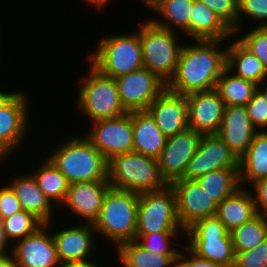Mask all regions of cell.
<instances>
[{
	"label": "cell",
	"instance_id": "6da1fadb",
	"mask_svg": "<svg viewBox=\"0 0 267 267\" xmlns=\"http://www.w3.org/2000/svg\"><path fill=\"white\" fill-rule=\"evenodd\" d=\"M224 40H195L192 45L183 43L175 73L166 89L188 95L215 89L226 68L227 49H220Z\"/></svg>",
	"mask_w": 267,
	"mask_h": 267
},
{
	"label": "cell",
	"instance_id": "7a4b0ae2",
	"mask_svg": "<svg viewBox=\"0 0 267 267\" xmlns=\"http://www.w3.org/2000/svg\"><path fill=\"white\" fill-rule=\"evenodd\" d=\"M47 157L70 184L89 181H108V160L83 136H74Z\"/></svg>",
	"mask_w": 267,
	"mask_h": 267
},
{
	"label": "cell",
	"instance_id": "3957f363",
	"mask_svg": "<svg viewBox=\"0 0 267 267\" xmlns=\"http://www.w3.org/2000/svg\"><path fill=\"white\" fill-rule=\"evenodd\" d=\"M139 193L110 187L93 226L115 248L136 240Z\"/></svg>",
	"mask_w": 267,
	"mask_h": 267
},
{
	"label": "cell",
	"instance_id": "277c9868",
	"mask_svg": "<svg viewBox=\"0 0 267 267\" xmlns=\"http://www.w3.org/2000/svg\"><path fill=\"white\" fill-rule=\"evenodd\" d=\"M108 183L136 193L158 191L169 185L160 173L158 160L135 151L108 160Z\"/></svg>",
	"mask_w": 267,
	"mask_h": 267
},
{
	"label": "cell",
	"instance_id": "5b68a950",
	"mask_svg": "<svg viewBox=\"0 0 267 267\" xmlns=\"http://www.w3.org/2000/svg\"><path fill=\"white\" fill-rule=\"evenodd\" d=\"M87 62L110 78L128 74L144 67L140 36L120 33L100 39L96 51L87 56Z\"/></svg>",
	"mask_w": 267,
	"mask_h": 267
},
{
	"label": "cell",
	"instance_id": "8992f818",
	"mask_svg": "<svg viewBox=\"0 0 267 267\" xmlns=\"http://www.w3.org/2000/svg\"><path fill=\"white\" fill-rule=\"evenodd\" d=\"M138 30L144 68L156 74L166 84L173 77L183 44L177 33L145 19Z\"/></svg>",
	"mask_w": 267,
	"mask_h": 267
},
{
	"label": "cell",
	"instance_id": "52a82bcc",
	"mask_svg": "<svg viewBox=\"0 0 267 267\" xmlns=\"http://www.w3.org/2000/svg\"><path fill=\"white\" fill-rule=\"evenodd\" d=\"M87 77L79 79L80 88L77 98L79 112L92 122L119 117L124 109L114 78L106 77L90 64Z\"/></svg>",
	"mask_w": 267,
	"mask_h": 267
},
{
	"label": "cell",
	"instance_id": "ba28073f",
	"mask_svg": "<svg viewBox=\"0 0 267 267\" xmlns=\"http://www.w3.org/2000/svg\"><path fill=\"white\" fill-rule=\"evenodd\" d=\"M183 236H186V247L200 258L233 267L235 251L230 232L216 217H207L195 221L189 226Z\"/></svg>",
	"mask_w": 267,
	"mask_h": 267
},
{
	"label": "cell",
	"instance_id": "9c48e42d",
	"mask_svg": "<svg viewBox=\"0 0 267 267\" xmlns=\"http://www.w3.org/2000/svg\"><path fill=\"white\" fill-rule=\"evenodd\" d=\"M158 232L185 233L177 217L176 197L170 185L162 190L139 193L136 234Z\"/></svg>",
	"mask_w": 267,
	"mask_h": 267
},
{
	"label": "cell",
	"instance_id": "30bf717a",
	"mask_svg": "<svg viewBox=\"0 0 267 267\" xmlns=\"http://www.w3.org/2000/svg\"><path fill=\"white\" fill-rule=\"evenodd\" d=\"M92 123L94 127L91 126L85 137L107 160L134 151L132 112Z\"/></svg>",
	"mask_w": 267,
	"mask_h": 267
},
{
	"label": "cell",
	"instance_id": "8fae6325",
	"mask_svg": "<svg viewBox=\"0 0 267 267\" xmlns=\"http://www.w3.org/2000/svg\"><path fill=\"white\" fill-rule=\"evenodd\" d=\"M121 103L127 112L146 111L165 89L166 83L147 68L115 78Z\"/></svg>",
	"mask_w": 267,
	"mask_h": 267
},
{
	"label": "cell",
	"instance_id": "7c38bea8",
	"mask_svg": "<svg viewBox=\"0 0 267 267\" xmlns=\"http://www.w3.org/2000/svg\"><path fill=\"white\" fill-rule=\"evenodd\" d=\"M220 169H239V159L218 134L203 135L181 179L196 180Z\"/></svg>",
	"mask_w": 267,
	"mask_h": 267
},
{
	"label": "cell",
	"instance_id": "4fadbf2b",
	"mask_svg": "<svg viewBox=\"0 0 267 267\" xmlns=\"http://www.w3.org/2000/svg\"><path fill=\"white\" fill-rule=\"evenodd\" d=\"M176 197L177 217L184 230L195 221L216 215L218 203L196 180L177 179L169 184Z\"/></svg>",
	"mask_w": 267,
	"mask_h": 267
},
{
	"label": "cell",
	"instance_id": "5bb4252c",
	"mask_svg": "<svg viewBox=\"0 0 267 267\" xmlns=\"http://www.w3.org/2000/svg\"><path fill=\"white\" fill-rule=\"evenodd\" d=\"M202 136L188 128L166 138L165 146L157 160L160 173L168 184L184 176L188 162L196 153Z\"/></svg>",
	"mask_w": 267,
	"mask_h": 267
},
{
	"label": "cell",
	"instance_id": "9a60e30c",
	"mask_svg": "<svg viewBox=\"0 0 267 267\" xmlns=\"http://www.w3.org/2000/svg\"><path fill=\"white\" fill-rule=\"evenodd\" d=\"M29 96L25 91L18 93L0 109V162L18 148L26 138Z\"/></svg>",
	"mask_w": 267,
	"mask_h": 267
},
{
	"label": "cell",
	"instance_id": "2e32d148",
	"mask_svg": "<svg viewBox=\"0 0 267 267\" xmlns=\"http://www.w3.org/2000/svg\"><path fill=\"white\" fill-rule=\"evenodd\" d=\"M48 224H43L34 233L18 240L11 252L16 267H58L56 244Z\"/></svg>",
	"mask_w": 267,
	"mask_h": 267
},
{
	"label": "cell",
	"instance_id": "e0dca14e",
	"mask_svg": "<svg viewBox=\"0 0 267 267\" xmlns=\"http://www.w3.org/2000/svg\"><path fill=\"white\" fill-rule=\"evenodd\" d=\"M188 127L202 135L217 134L222 124L225 104L218 92H194L186 95Z\"/></svg>",
	"mask_w": 267,
	"mask_h": 267
},
{
	"label": "cell",
	"instance_id": "ac0fdd59",
	"mask_svg": "<svg viewBox=\"0 0 267 267\" xmlns=\"http://www.w3.org/2000/svg\"><path fill=\"white\" fill-rule=\"evenodd\" d=\"M146 111L166 137L181 133L189 128L185 95L175 94L165 89L151 102Z\"/></svg>",
	"mask_w": 267,
	"mask_h": 267
},
{
	"label": "cell",
	"instance_id": "d6986e66",
	"mask_svg": "<svg viewBox=\"0 0 267 267\" xmlns=\"http://www.w3.org/2000/svg\"><path fill=\"white\" fill-rule=\"evenodd\" d=\"M108 181H89L70 184L67 191L64 207H68L74 215L91 223L98 219L107 190Z\"/></svg>",
	"mask_w": 267,
	"mask_h": 267
},
{
	"label": "cell",
	"instance_id": "ffe728a7",
	"mask_svg": "<svg viewBox=\"0 0 267 267\" xmlns=\"http://www.w3.org/2000/svg\"><path fill=\"white\" fill-rule=\"evenodd\" d=\"M52 232L56 244L57 258L59 263L86 262L95 247L93 224L83 223L82 225L69 226L61 231Z\"/></svg>",
	"mask_w": 267,
	"mask_h": 267
},
{
	"label": "cell",
	"instance_id": "44dd1931",
	"mask_svg": "<svg viewBox=\"0 0 267 267\" xmlns=\"http://www.w3.org/2000/svg\"><path fill=\"white\" fill-rule=\"evenodd\" d=\"M257 133L258 130L249 119L246 106H225L217 134L238 159L247 151Z\"/></svg>",
	"mask_w": 267,
	"mask_h": 267
},
{
	"label": "cell",
	"instance_id": "7402d4cb",
	"mask_svg": "<svg viewBox=\"0 0 267 267\" xmlns=\"http://www.w3.org/2000/svg\"><path fill=\"white\" fill-rule=\"evenodd\" d=\"M10 182L9 186L18 198L22 209L33 214L43 224H52V207L54 206L40 190L32 173L27 176H16Z\"/></svg>",
	"mask_w": 267,
	"mask_h": 267
},
{
	"label": "cell",
	"instance_id": "603a6c76",
	"mask_svg": "<svg viewBox=\"0 0 267 267\" xmlns=\"http://www.w3.org/2000/svg\"><path fill=\"white\" fill-rule=\"evenodd\" d=\"M134 151L158 159L166 142V136L147 111L132 112Z\"/></svg>",
	"mask_w": 267,
	"mask_h": 267
},
{
	"label": "cell",
	"instance_id": "cb8c5ba5",
	"mask_svg": "<svg viewBox=\"0 0 267 267\" xmlns=\"http://www.w3.org/2000/svg\"><path fill=\"white\" fill-rule=\"evenodd\" d=\"M244 187H240L233 194L218 203L216 217L231 232L247 221L254 218L258 213L254 197Z\"/></svg>",
	"mask_w": 267,
	"mask_h": 267
},
{
	"label": "cell",
	"instance_id": "d4e9b609",
	"mask_svg": "<svg viewBox=\"0 0 267 267\" xmlns=\"http://www.w3.org/2000/svg\"><path fill=\"white\" fill-rule=\"evenodd\" d=\"M190 14V38L192 40H227L233 31L204 3L193 1Z\"/></svg>",
	"mask_w": 267,
	"mask_h": 267
},
{
	"label": "cell",
	"instance_id": "484cf974",
	"mask_svg": "<svg viewBox=\"0 0 267 267\" xmlns=\"http://www.w3.org/2000/svg\"><path fill=\"white\" fill-rule=\"evenodd\" d=\"M267 178V130L258 132L247 151L239 158L240 186H250Z\"/></svg>",
	"mask_w": 267,
	"mask_h": 267
},
{
	"label": "cell",
	"instance_id": "4316f807",
	"mask_svg": "<svg viewBox=\"0 0 267 267\" xmlns=\"http://www.w3.org/2000/svg\"><path fill=\"white\" fill-rule=\"evenodd\" d=\"M231 43L226 48V67L234 71L236 76L253 81L257 85L264 84L267 81V69L264 64L239 40Z\"/></svg>",
	"mask_w": 267,
	"mask_h": 267
},
{
	"label": "cell",
	"instance_id": "83f0119b",
	"mask_svg": "<svg viewBox=\"0 0 267 267\" xmlns=\"http://www.w3.org/2000/svg\"><path fill=\"white\" fill-rule=\"evenodd\" d=\"M36 168L32 175L36 179L40 190L50 203L58 209L66 199L70 187L68 179L50 162L47 156L43 163Z\"/></svg>",
	"mask_w": 267,
	"mask_h": 267
},
{
	"label": "cell",
	"instance_id": "f1b7e54d",
	"mask_svg": "<svg viewBox=\"0 0 267 267\" xmlns=\"http://www.w3.org/2000/svg\"><path fill=\"white\" fill-rule=\"evenodd\" d=\"M194 0H162L152 10L163 19H150L155 25L175 31L182 29L190 37V14ZM174 29H173V28Z\"/></svg>",
	"mask_w": 267,
	"mask_h": 267
},
{
	"label": "cell",
	"instance_id": "f546056e",
	"mask_svg": "<svg viewBox=\"0 0 267 267\" xmlns=\"http://www.w3.org/2000/svg\"><path fill=\"white\" fill-rule=\"evenodd\" d=\"M257 86L253 81L236 76L226 67L216 83L215 90L225 106H245L257 91Z\"/></svg>",
	"mask_w": 267,
	"mask_h": 267
},
{
	"label": "cell",
	"instance_id": "4dcf8cb0",
	"mask_svg": "<svg viewBox=\"0 0 267 267\" xmlns=\"http://www.w3.org/2000/svg\"><path fill=\"white\" fill-rule=\"evenodd\" d=\"M123 267H170L179 255H159L143 248L136 240L115 249Z\"/></svg>",
	"mask_w": 267,
	"mask_h": 267
},
{
	"label": "cell",
	"instance_id": "1f68e13d",
	"mask_svg": "<svg viewBox=\"0 0 267 267\" xmlns=\"http://www.w3.org/2000/svg\"><path fill=\"white\" fill-rule=\"evenodd\" d=\"M202 190L220 203L239 189V169H220L211 171L196 179Z\"/></svg>",
	"mask_w": 267,
	"mask_h": 267
},
{
	"label": "cell",
	"instance_id": "d6a6232c",
	"mask_svg": "<svg viewBox=\"0 0 267 267\" xmlns=\"http://www.w3.org/2000/svg\"><path fill=\"white\" fill-rule=\"evenodd\" d=\"M230 235L235 253L253 249L267 238V216L258 213L251 220L234 228Z\"/></svg>",
	"mask_w": 267,
	"mask_h": 267
},
{
	"label": "cell",
	"instance_id": "836d02e7",
	"mask_svg": "<svg viewBox=\"0 0 267 267\" xmlns=\"http://www.w3.org/2000/svg\"><path fill=\"white\" fill-rule=\"evenodd\" d=\"M2 222L7 240L13 244L34 233L43 225L33 214L24 210L2 220Z\"/></svg>",
	"mask_w": 267,
	"mask_h": 267
},
{
	"label": "cell",
	"instance_id": "e575fe53",
	"mask_svg": "<svg viewBox=\"0 0 267 267\" xmlns=\"http://www.w3.org/2000/svg\"><path fill=\"white\" fill-rule=\"evenodd\" d=\"M179 232H158L149 234H136V241L146 250L159 255H179L180 250L172 248L171 241ZM172 239V240H171Z\"/></svg>",
	"mask_w": 267,
	"mask_h": 267
},
{
	"label": "cell",
	"instance_id": "d590c367",
	"mask_svg": "<svg viewBox=\"0 0 267 267\" xmlns=\"http://www.w3.org/2000/svg\"><path fill=\"white\" fill-rule=\"evenodd\" d=\"M238 40L250 50L267 69V27L256 26Z\"/></svg>",
	"mask_w": 267,
	"mask_h": 267
},
{
	"label": "cell",
	"instance_id": "8d00e7d4",
	"mask_svg": "<svg viewBox=\"0 0 267 267\" xmlns=\"http://www.w3.org/2000/svg\"><path fill=\"white\" fill-rule=\"evenodd\" d=\"M209 7L233 31H237L238 0H199Z\"/></svg>",
	"mask_w": 267,
	"mask_h": 267
},
{
	"label": "cell",
	"instance_id": "74e56055",
	"mask_svg": "<svg viewBox=\"0 0 267 267\" xmlns=\"http://www.w3.org/2000/svg\"><path fill=\"white\" fill-rule=\"evenodd\" d=\"M244 15L262 21L257 27H267V0H238L237 30Z\"/></svg>",
	"mask_w": 267,
	"mask_h": 267
},
{
	"label": "cell",
	"instance_id": "f35d334b",
	"mask_svg": "<svg viewBox=\"0 0 267 267\" xmlns=\"http://www.w3.org/2000/svg\"><path fill=\"white\" fill-rule=\"evenodd\" d=\"M245 106L254 127L258 132L265 131L267 129V99L257 90Z\"/></svg>",
	"mask_w": 267,
	"mask_h": 267
},
{
	"label": "cell",
	"instance_id": "ab89813d",
	"mask_svg": "<svg viewBox=\"0 0 267 267\" xmlns=\"http://www.w3.org/2000/svg\"><path fill=\"white\" fill-rule=\"evenodd\" d=\"M233 267H267V238L251 250L237 252Z\"/></svg>",
	"mask_w": 267,
	"mask_h": 267
},
{
	"label": "cell",
	"instance_id": "60d3db41",
	"mask_svg": "<svg viewBox=\"0 0 267 267\" xmlns=\"http://www.w3.org/2000/svg\"><path fill=\"white\" fill-rule=\"evenodd\" d=\"M21 204L12 188L7 185L0 188V220H4L22 211Z\"/></svg>",
	"mask_w": 267,
	"mask_h": 267
},
{
	"label": "cell",
	"instance_id": "b9f144b4",
	"mask_svg": "<svg viewBox=\"0 0 267 267\" xmlns=\"http://www.w3.org/2000/svg\"><path fill=\"white\" fill-rule=\"evenodd\" d=\"M252 186L257 213L267 216V178L256 181Z\"/></svg>",
	"mask_w": 267,
	"mask_h": 267
},
{
	"label": "cell",
	"instance_id": "7bdbcfd3",
	"mask_svg": "<svg viewBox=\"0 0 267 267\" xmlns=\"http://www.w3.org/2000/svg\"><path fill=\"white\" fill-rule=\"evenodd\" d=\"M187 251L189 254L187 253ZM187 254L189 255V258L187 257ZM178 257L186 264L187 267H226L224 265L200 258L193 252H191L187 247L185 248V252H182L180 249Z\"/></svg>",
	"mask_w": 267,
	"mask_h": 267
},
{
	"label": "cell",
	"instance_id": "ee69618b",
	"mask_svg": "<svg viewBox=\"0 0 267 267\" xmlns=\"http://www.w3.org/2000/svg\"><path fill=\"white\" fill-rule=\"evenodd\" d=\"M9 244V246H8ZM12 244H10V241L7 240L4 232L3 222L0 220V251L5 256H11V253L8 251V247L11 248ZM8 246V247H7ZM8 251V252H7ZM8 253V254H7ZM10 253V254H9Z\"/></svg>",
	"mask_w": 267,
	"mask_h": 267
},
{
	"label": "cell",
	"instance_id": "f6af8a7d",
	"mask_svg": "<svg viewBox=\"0 0 267 267\" xmlns=\"http://www.w3.org/2000/svg\"><path fill=\"white\" fill-rule=\"evenodd\" d=\"M58 267H99V265L93 263V261H86V262H66L61 263Z\"/></svg>",
	"mask_w": 267,
	"mask_h": 267
},
{
	"label": "cell",
	"instance_id": "bcb514c9",
	"mask_svg": "<svg viewBox=\"0 0 267 267\" xmlns=\"http://www.w3.org/2000/svg\"><path fill=\"white\" fill-rule=\"evenodd\" d=\"M19 90L15 92H5L0 90V109L4 107L17 93Z\"/></svg>",
	"mask_w": 267,
	"mask_h": 267
},
{
	"label": "cell",
	"instance_id": "7dc6e473",
	"mask_svg": "<svg viewBox=\"0 0 267 267\" xmlns=\"http://www.w3.org/2000/svg\"><path fill=\"white\" fill-rule=\"evenodd\" d=\"M0 267H16L11 256H6L1 262Z\"/></svg>",
	"mask_w": 267,
	"mask_h": 267
},
{
	"label": "cell",
	"instance_id": "c3c4849f",
	"mask_svg": "<svg viewBox=\"0 0 267 267\" xmlns=\"http://www.w3.org/2000/svg\"><path fill=\"white\" fill-rule=\"evenodd\" d=\"M86 1L88 3L90 2L91 5L93 4V6L95 5V7H98V8L104 7L105 5L109 3V0H86Z\"/></svg>",
	"mask_w": 267,
	"mask_h": 267
},
{
	"label": "cell",
	"instance_id": "681fc988",
	"mask_svg": "<svg viewBox=\"0 0 267 267\" xmlns=\"http://www.w3.org/2000/svg\"><path fill=\"white\" fill-rule=\"evenodd\" d=\"M146 3L148 9H153L162 0H142Z\"/></svg>",
	"mask_w": 267,
	"mask_h": 267
},
{
	"label": "cell",
	"instance_id": "f907efd6",
	"mask_svg": "<svg viewBox=\"0 0 267 267\" xmlns=\"http://www.w3.org/2000/svg\"><path fill=\"white\" fill-rule=\"evenodd\" d=\"M170 267H187L186 264L179 258L177 257L171 264Z\"/></svg>",
	"mask_w": 267,
	"mask_h": 267
},
{
	"label": "cell",
	"instance_id": "816d5d0a",
	"mask_svg": "<svg viewBox=\"0 0 267 267\" xmlns=\"http://www.w3.org/2000/svg\"><path fill=\"white\" fill-rule=\"evenodd\" d=\"M265 86H263L264 88H262L261 86V84H258V86H257V90L265 97V99H267V85L266 84H264Z\"/></svg>",
	"mask_w": 267,
	"mask_h": 267
},
{
	"label": "cell",
	"instance_id": "f5cc1de1",
	"mask_svg": "<svg viewBox=\"0 0 267 267\" xmlns=\"http://www.w3.org/2000/svg\"><path fill=\"white\" fill-rule=\"evenodd\" d=\"M6 256L0 251V262L5 258Z\"/></svg>",
	"mask_w": 267,
	"mask_h": 267
}]
</instances>
